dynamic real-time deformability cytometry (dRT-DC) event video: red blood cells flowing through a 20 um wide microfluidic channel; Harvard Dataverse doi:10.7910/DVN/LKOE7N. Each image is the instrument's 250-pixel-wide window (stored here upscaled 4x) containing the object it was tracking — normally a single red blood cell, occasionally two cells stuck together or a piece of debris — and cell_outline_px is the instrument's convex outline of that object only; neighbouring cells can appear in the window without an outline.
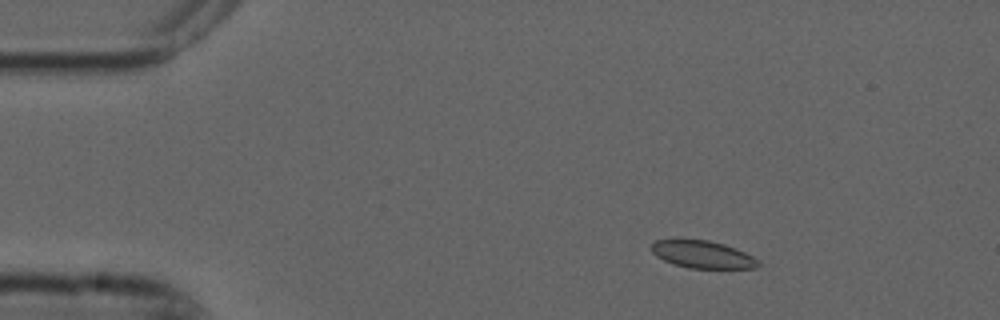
{"species": "common noctule bat (a hibernating species)", "species_latin": "Nyctalus noctula", "temperature_condition": "cold", "stored_images_in_passage": 3, "camera_frame_rate_fps": 3000, "um_per_image_px": 0.085, "animal": {"sex": "male", "forearm_length_mm": 52.5}, "frame": {"image": 1, "passage_image": 2, "time_ms": 0.333, "image_size_px": [1000, 320], "cell_outline_px": [[760, 264], [756, 268], [688, 268], [672, 264], [656, 256], [652, 252], [652, 244], [656, 240], [708, 240], [724, 244], [736, 248], [760, 260]], "centroid_in_image_um": [59.74, 21.64], "position_along_channel_um": 25.3, "area_um2": 16.99}}